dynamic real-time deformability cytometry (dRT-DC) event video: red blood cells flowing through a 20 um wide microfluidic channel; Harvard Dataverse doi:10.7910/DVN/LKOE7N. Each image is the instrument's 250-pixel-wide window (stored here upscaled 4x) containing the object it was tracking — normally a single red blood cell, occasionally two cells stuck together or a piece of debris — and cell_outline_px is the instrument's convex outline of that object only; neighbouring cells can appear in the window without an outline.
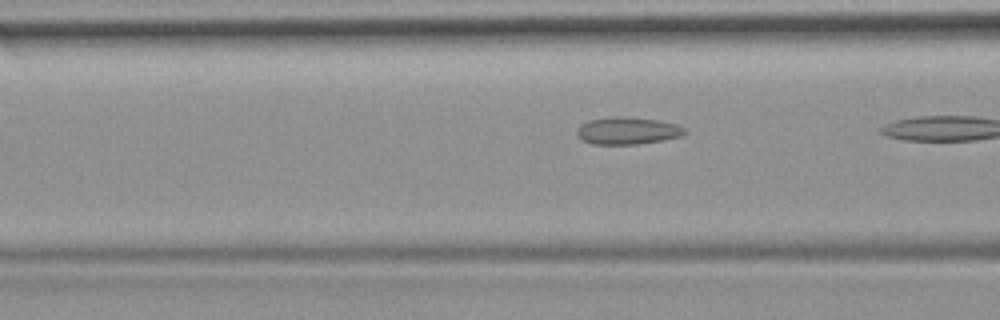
{"species": "common noctule bat (a hibernating species)", "species_latin": "Nyctalus noctula", "temperature_condition": "room temperature", "stored_images_in_passage": 14, "camera_frame_rate_fps": 3000, "um_per_image_px": 0.085, "animal": {"sex": "female", "body_mass_g": 19.9}, "frame": {"image": 1, "passage_image": 12, "time_ms": 3.667, "image_size_px": [1000, 320], "cell_outline_px": [[688, 132], [680, 136], [660, 140], [636, 144], [592, 144], [580, 140], [576, 136], [576, 128], [580, 124], [588, 120], [612, 116], [620, 116], [656, 120], [676, 124], [684, 128]], "centroid_in_image_um": [53.25, 11.11], "position_along_channel_um": 113.3, "area_um2": 17.17}}